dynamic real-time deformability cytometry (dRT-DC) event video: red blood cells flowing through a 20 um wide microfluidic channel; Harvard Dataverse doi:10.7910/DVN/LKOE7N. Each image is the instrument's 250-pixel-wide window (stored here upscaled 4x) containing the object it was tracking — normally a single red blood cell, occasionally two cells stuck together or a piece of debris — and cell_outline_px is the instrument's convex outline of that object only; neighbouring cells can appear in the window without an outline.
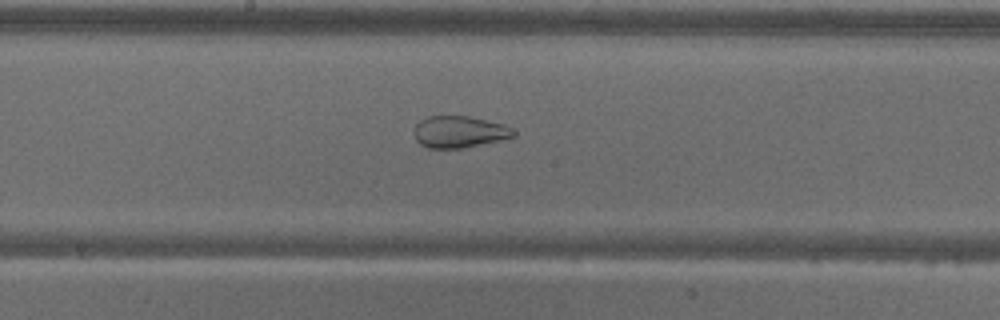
{"species": "common noctule bat (a hibernating species)", "species_latin": "Nyctalus noctula", "temperature_condition": "warm", "stored_images_in_passage": 45, "camera_frame_rate_fps": 3000, "um_per_image_px": 0.085, "animal": {"sex": "male", "body_mass_g": 18.8}, "frame": {"image": 1, "passage_image": 18, "time_ms": 5.667, "image_size_px": [1000, 320], "cell_outline_px": [[516, 132], [512, 136], [500, 140], [460, 148], [428, 148], [420, 144], [416, 140], [412, 132], [416, 124], [420, 120], [428, 116], [468, 116], [504, 124], [512, 128]], "centroid_in_image_um": [38.99, 11.2], "position_along_channel_um": 209.2, "area_um2": 18.32}}
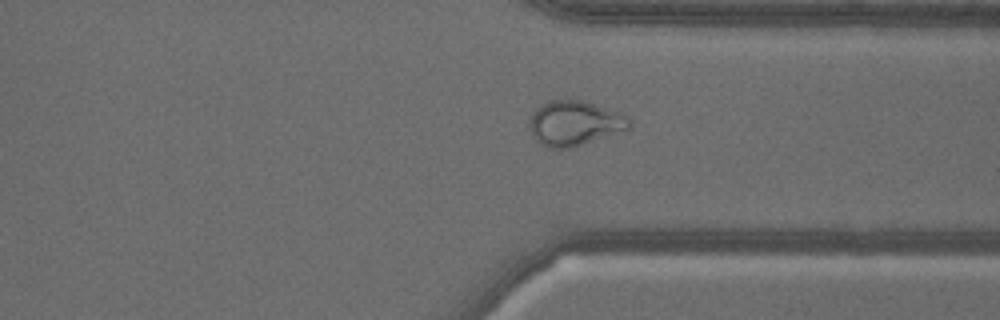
{"frame": {"image": 2, "passage_image": 31, "time_ms": 10.0, "image_size_px": [1000, 320], "cell_outline_px": [[632, 128], [572, 148], [548, 148], [536, 140], [532, 136], [528, 124], [532, 112], [540, 104], [552, 100], [584, 100], [620, 112], [628, 116], [632, 120]], "centroid_in_image_um": [48.86, 10.47], "position_along_channel_um": 362.5, "area_um2": 26.53}}
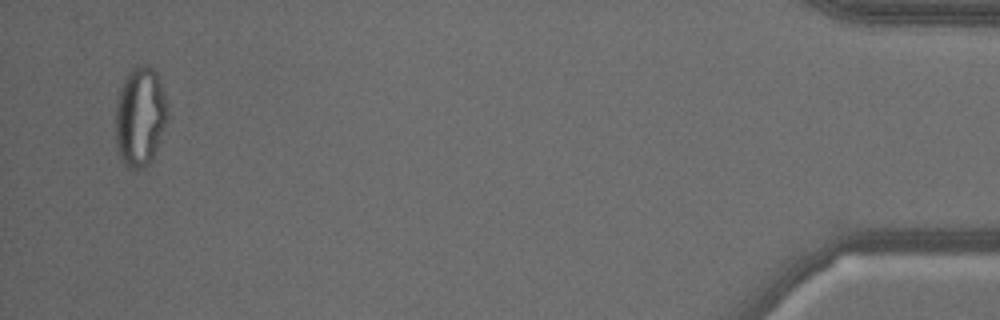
{"frame": {"image": 3, "passage_image": 43, "time_ms": 14.0, "image_size_px": [1000, 320], "cell_outline_px": [[168, 116], [164, 128], [156, 148], [148, 164], [144, 168], [136, 172], [128, 168], [124, 164], [120, 156], [116, 144], [116, 96], [128, 72], [132, 68], [140, 64], [148, 64], [156, 72], [168, 104]], "centroid_in_image_um": [11.9, 9.91], "position_along_channel_um": 423.3, "area_um2": 30.35}, "authors_computed_cell_mechanics": {"area_um2": 26.299, "velocity_mm_per_s": 3.5511, "shape_relaxation_time_tau1_ms": null, "shape_relaxation_time_tau2_ms": 1.2537, "deformation_change_tau1": null, "deformation_change_tau2": 0.0746}}